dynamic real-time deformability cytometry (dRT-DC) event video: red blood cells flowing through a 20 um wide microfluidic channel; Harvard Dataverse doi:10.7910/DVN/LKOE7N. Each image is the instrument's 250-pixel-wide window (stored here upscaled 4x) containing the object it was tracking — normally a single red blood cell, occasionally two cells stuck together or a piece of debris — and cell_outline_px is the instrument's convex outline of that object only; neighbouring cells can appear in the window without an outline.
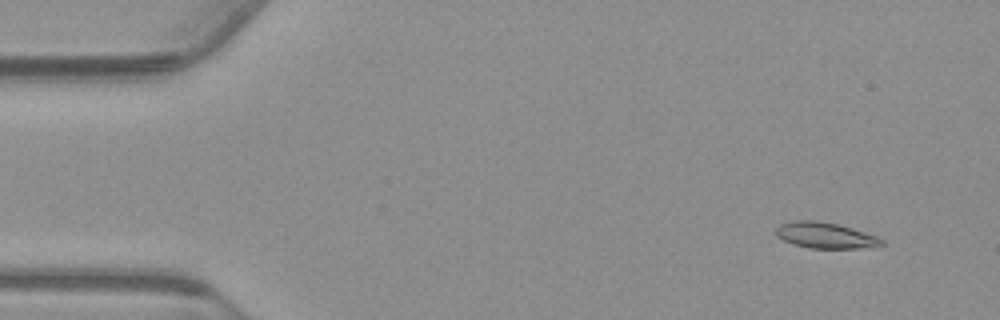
{"species": "common noctule bat (a hibernating species)", "species_latin": "Nyctalus noctula", "temperature_condition": "warm", "stored_images_in_passage": 56, "camera_frame_rate_fps": 3000, "um_per_image_px": 0.085, "animal": {"sex": "male", "body_mass_g": 23.1, "forearm_length_mm": 52.7}, "frame": {"image": 1, "passage_image": 5, "time_ms": 1.333, "image_size_px": [1000, 320], "cell_outline_px": [[884, 244], [880, 248], [808, 248], [792, 244], [776, 236], [776, 228], [780, 224], [796, 220], [820, 220], [852, 228], [880, 236], [884, 240]], "centroid_in_image_um": [70.23, 20.02], "position_along_channel_um": 14.8, "area_um2": 16.36}}
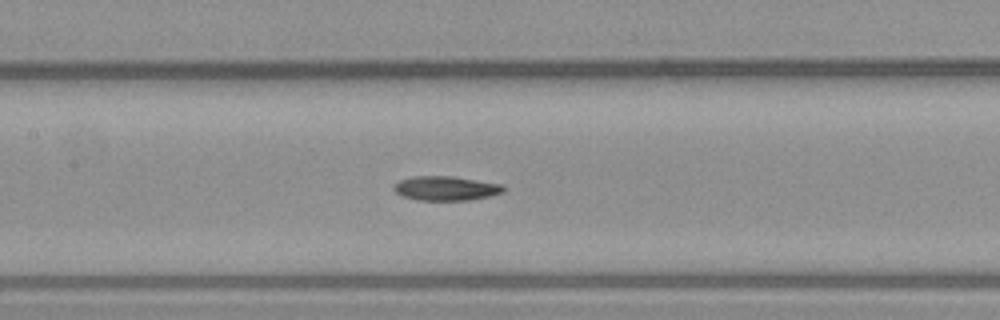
{"frame": {"image": 2, "passage_image": 26, "time_ms": 8.333, "image_size_px": [1000, 320], "cell_outline_px": [[508, 188], [504, 192], [492, 196], [468, 200], [420, 200], [404, 196], [396, 192], [392, 188], [400, 180], [412, 176], [452, 176], [504, 184]], "centroid_in_image_um": [37.99, 16.0], "position_along_channel_um": 169.4, "area_um2": 15.66}}
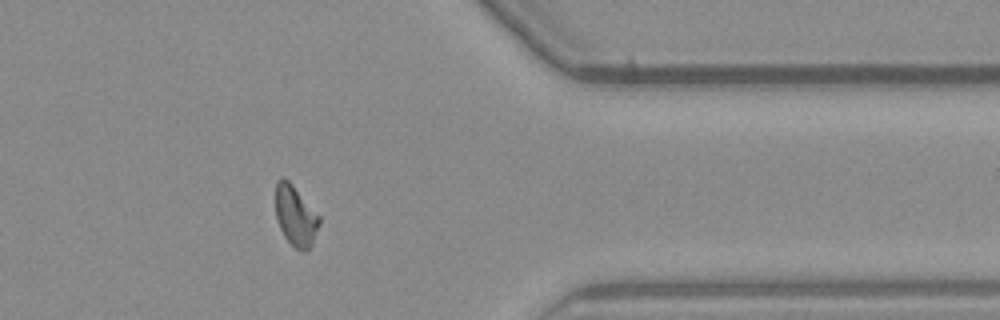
{"frame": {"image": 3, "passage_image": 45, "time_ms": 14.667, "image_size_px": [1000, 320], "cell_outline_px": [[320, 224], [312, 244], [304, 252], [296, 248], [284, 236], [276, 220], [276, 180], [280, 176], [284, 176], [292, 184], [320, 216]], "centroid_in_image_um": [25.11, 18.32], "position_along_channel_um": 386.3, "area_um2": 15.37}, "authors_computed_cell_mechanics": {"area_um2": 15.6349, "velocity_mm_per_s": 3.7332, "shape_relaxation_time_tau1_ms": 4.0613, "shape_relaxation_time_tau2_ms": 3.658, "deformation_change_tau1": 0.1454, "deformation_change_tau2": 0.0863}}